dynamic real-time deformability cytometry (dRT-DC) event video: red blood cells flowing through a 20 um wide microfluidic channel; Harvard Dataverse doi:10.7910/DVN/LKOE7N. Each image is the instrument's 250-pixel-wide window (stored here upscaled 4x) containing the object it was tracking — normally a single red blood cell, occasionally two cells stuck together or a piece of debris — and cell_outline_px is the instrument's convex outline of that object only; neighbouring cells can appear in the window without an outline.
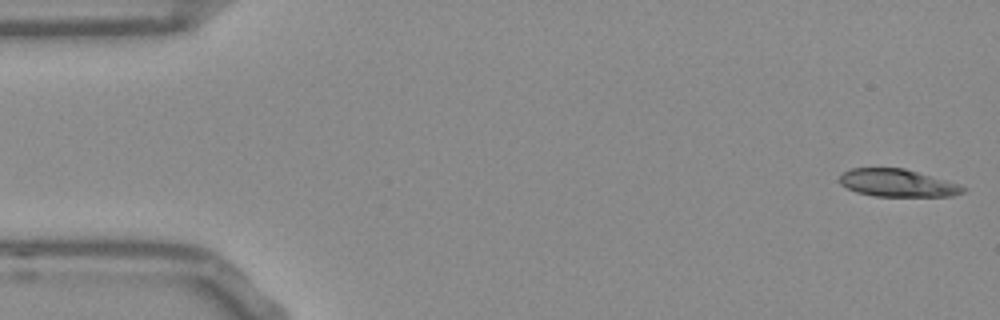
{"species": "Egyptian fruit bat (a non-hibernating species)", "species_latin": "Rousettus aegyptiacus", "temperature_condition": "room temperature", "stored_images_in_passage": 53, "segment_of_instrument_passage": [1, 2], "camera_frame_rate_fps": 3000, "um_per_image_px": 0.085, "frame": {"image": 1, "passage_image": 1, "time_ms": 0.0, "image_size_px": [1000, 320], "cell_outline_px": [[968, 188], [964, 192], [952, 196], [876, 196], [856, 192], [840, 184], [840, 176], [844, 172], [852, 168], [904, 168], [944, 180]], "centroid_in_image_um": [76.27, 15.56], "position_along_channel_um": 8.7, "area_um2": 19.54}}
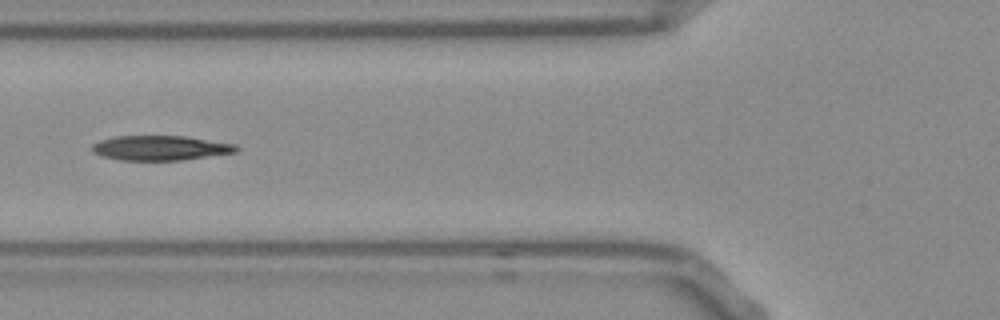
{"frame": {"image": 2, "passage_image": 19, "time_ms": 6.0, "image_size_px": [1000, 320], "cell_outline_px": [[240, 148], [236, 152], [180, 160], [120, 160], [104, 156], [92, 152], [92, 144], [100, 140], [116, 136], [184, 136], [236, 144]], "centroid_in_image_um": [13.63, 12.57], "position_along_channel_um": 112.2, "area_um2": 20.63}}
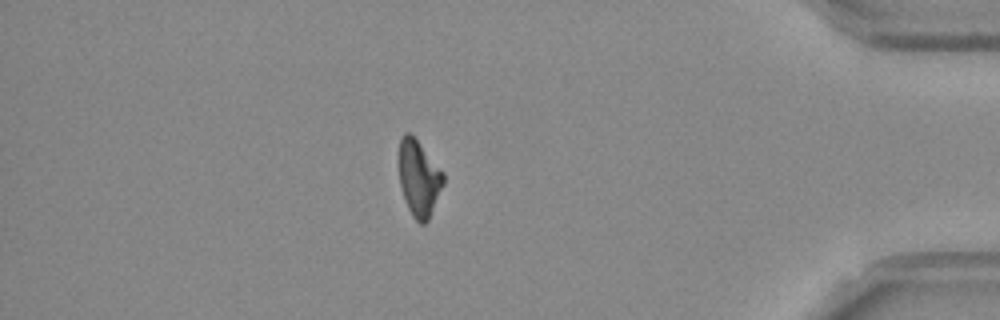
{"frame": {"image": 3, "passage_image": 45, "time_ms": 14.667, "image_size_px": [1000, 320], "cell_outline_px": [[444, 184], [428, 220], [424, 224], [420, 224], [412, 216], [404, 200], [400, 188], [400, 136], [404, 132], [408, 132], [416, 140], [444, 172]], "centroid_in_image_um": [35.61, 15.18], "position_along_channel_um": 399.6, "area_um2": 19.48}}